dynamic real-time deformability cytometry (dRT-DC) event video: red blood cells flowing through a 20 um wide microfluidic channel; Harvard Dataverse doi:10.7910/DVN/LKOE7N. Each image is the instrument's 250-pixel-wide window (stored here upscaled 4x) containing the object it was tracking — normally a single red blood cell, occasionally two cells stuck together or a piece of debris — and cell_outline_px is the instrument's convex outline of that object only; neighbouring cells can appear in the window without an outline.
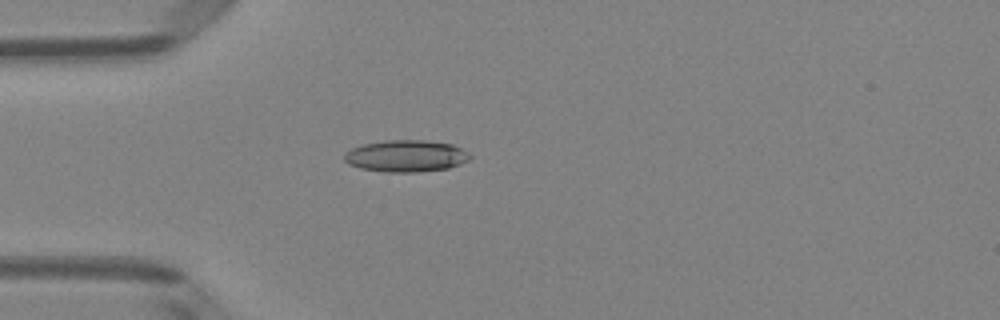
{"species": "Egyptian fruit bat (a non-hibernating species)", "species_latin": "Rousettus aegyptiacus", "temperature_condition": "room temperature", "stored_images_in_passage": 4, "camera_frame_rate_fps": 3000, "um_per_image_px": 0.085, "animal": {"sex": "female"}, "frame": {"image": 1, "passage_image": 4, "time_ms": 1.0, "image_size_px": [1000, 320], "cell_outline_px": [[472, 156], [468, 160], [460, 164], [448, 168], [416, 172], [384, 172], [360, 168], [348, 164], [344, 160], [344, 152], [352, 148], [364, 144], [384, 140], [424, 140], [452, 144], [468, 152]], "centroid_in_image_um": [34.49, 13.26], "position_along_channel_um": 50.5, "area_um2": 23.35}}